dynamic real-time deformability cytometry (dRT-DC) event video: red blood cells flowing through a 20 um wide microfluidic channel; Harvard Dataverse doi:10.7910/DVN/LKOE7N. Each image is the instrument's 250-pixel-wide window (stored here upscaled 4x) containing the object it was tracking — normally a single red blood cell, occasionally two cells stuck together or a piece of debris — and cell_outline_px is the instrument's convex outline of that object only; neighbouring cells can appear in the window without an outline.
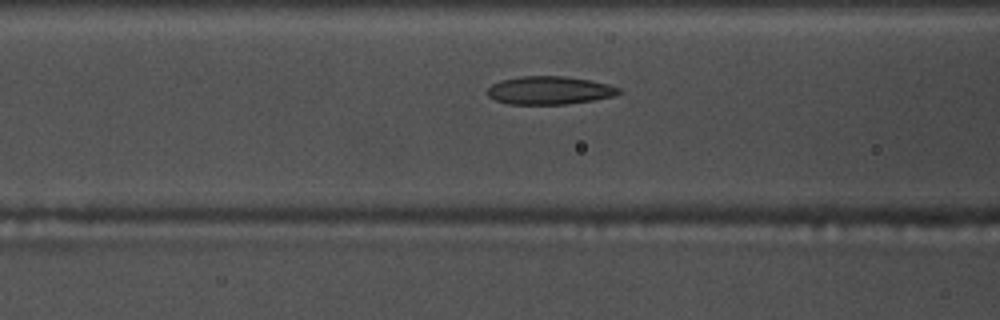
{"species": "common noctule bat (a hibernating species)", "species_latin": "Nyctalus noctula", "temperature_condition": "warm", "stored_images_in_passage": 47, "camera_frame_rate_fps": 3000, "um_per_image_px": 0.085, "animal": {"sex": "male", "body_mass_g": 17.5, "forearm_length_mm": 52.3}, "frame": {"image": 1, "passage_image": 16, "time_ms": 5.0, "image_size_px": [1000, 320], "cell_outline_px": [[624, 92], [616, 96], [592, 100], [564, 104], [508, 104], [496, 100], [488, 96], [488, 88], [492, 84], [500, 80], [520, 76], [564, 76], [592, 80], [608, 84], [620, 88]], "centroid_in_image_um": [46.74, 7.67], "position_along_channel_um": 119.9, "area_um2": 21.68}}
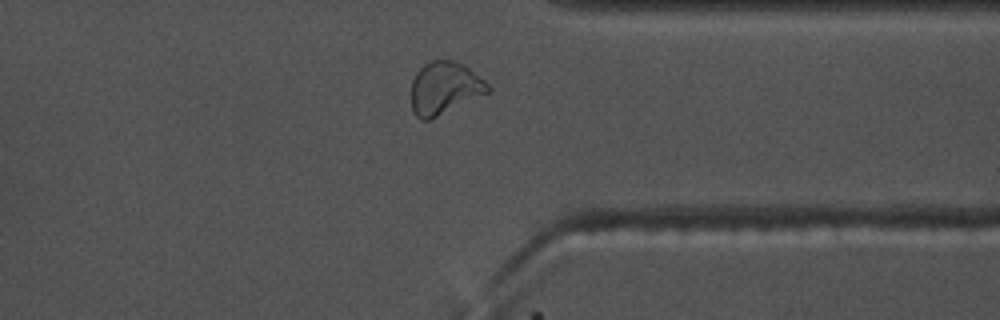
{"frame": {"image": 2, "passage_image": 37, "time_ms": 12.0, "image_size_px": [1000, 320], "cell_outline_px": [[492, 88], [488, 92], [428, 120], [420, 120], [416, 116], [412, 108], [412, 80], [416, 72], [428, 60], [452, 60], [464, 64], [484, 80]], "centroid_in_image_um": [37.77, 7.46], "position_along_channel_um": 373.6, "area_um2": 23.18}}
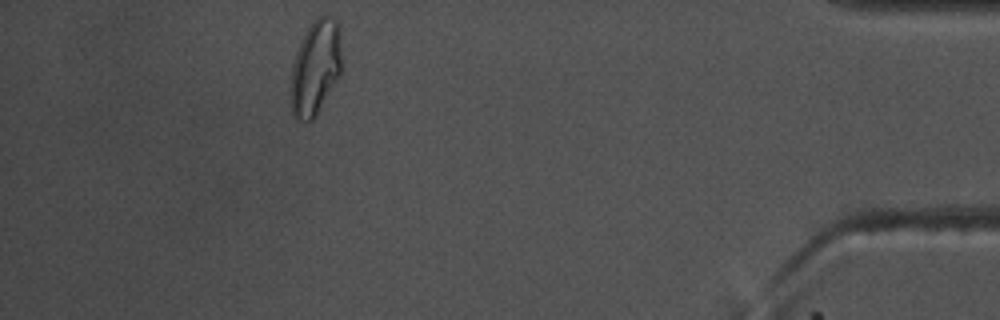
{"frame": {"image": 3, "passage_image": 44, "time_ms": 14.333, "image_size_px": [1000, 320], "cell_outline_px": [[344, 68], [340, 76], [316, 116], [312, 120], [300, 120], [292, 116], [292, 64], [296, 52], [312, 20], [316, 16], [324, 12], [332, 16], [340, 24]], "centroid_in_image_um": [26.9, 5.66], "position_along_channel_um": 408.3, "area_um2": 28.9}}